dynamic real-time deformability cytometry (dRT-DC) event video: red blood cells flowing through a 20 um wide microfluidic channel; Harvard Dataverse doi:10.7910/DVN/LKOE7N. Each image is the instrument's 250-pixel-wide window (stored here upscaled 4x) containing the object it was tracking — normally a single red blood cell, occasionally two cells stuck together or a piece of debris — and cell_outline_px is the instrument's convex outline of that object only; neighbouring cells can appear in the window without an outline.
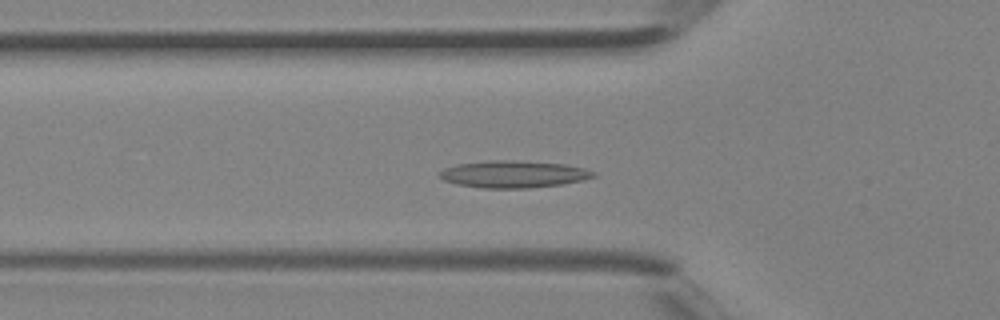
{"species": "Egyptian fruit bat (a non-hibernating species)", "species_latin": "Rousettus aegyptiacus", "temperature_condition": "room temperature", "stored_images_in_passage": 39, "camera_frame_rate_fps": 3000, "um_per_image_px": 0.085, "animal": {"sex": "female"}, "frame": {"image": 1, "passage_image": 11, "time_ms": 3.333, "image_size_px": [1000, 320], "cell_outline_px": [[596, 176], [580, 180], [560, 184], [528, 188], [484, 188], [456, 184], [444, 180], [440, 176], [440, 172], [444, 168], [460, 164], [488, 160], [504, 160], [564, 164], [584, 168], [596, 172]], "centroid_in_image_um": [43.64, 14.81], "position_along_channel_um": 82.2, "area_um2": 23.87}}
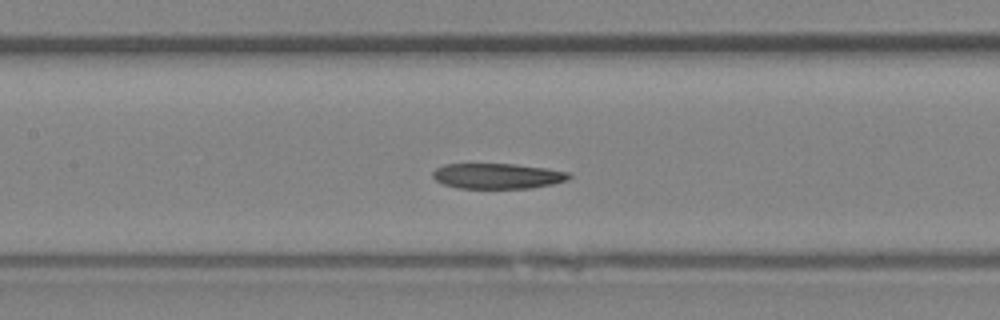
{"frame": {"image": 2, "passage_image": 16, "time_ms": 5.0, "image_size_px": [1000, 320], "cell_outline_px": [[572, 176], [568, 180], [552, 184], [532, 188], [456, 188], [444, 184], [436, 180], [432, 176], [432, 172], [436, 168], [444, 164], [516, 164], [548, 168], [572, 172]], "centroid_in_image_um": [42.33, 14.95], "position_along_channel_um": 165.1, "area_um2": 20.4}}
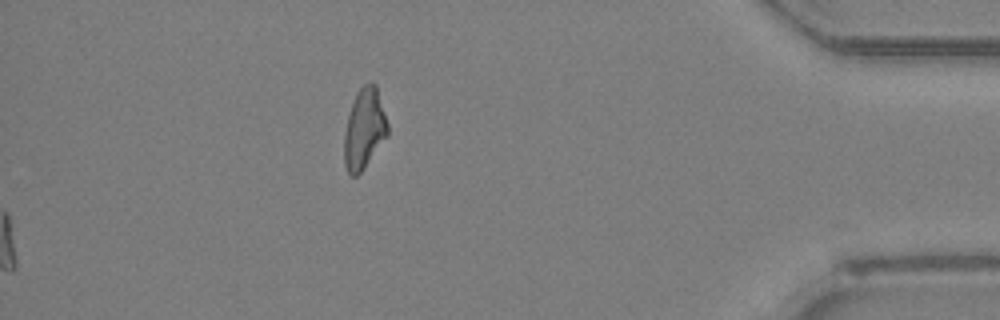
{"frame": {"image": 3, "passage_image": 39, "time_ms": 12.667, "image_size_px": [1000, 320], "cell_outline_px": [[388, 136], [364, 168], [356, 176], [352, 176], [348, 172], [344, 164], [344, 132], [348, 116], [356, 92], [364, 84], [372, 80], [376, 84], [388, 124]], "centroid_in_image_um": [30.97, 10.93], "position_along_channel_um": 404.2, "area_um2": 20.46}}